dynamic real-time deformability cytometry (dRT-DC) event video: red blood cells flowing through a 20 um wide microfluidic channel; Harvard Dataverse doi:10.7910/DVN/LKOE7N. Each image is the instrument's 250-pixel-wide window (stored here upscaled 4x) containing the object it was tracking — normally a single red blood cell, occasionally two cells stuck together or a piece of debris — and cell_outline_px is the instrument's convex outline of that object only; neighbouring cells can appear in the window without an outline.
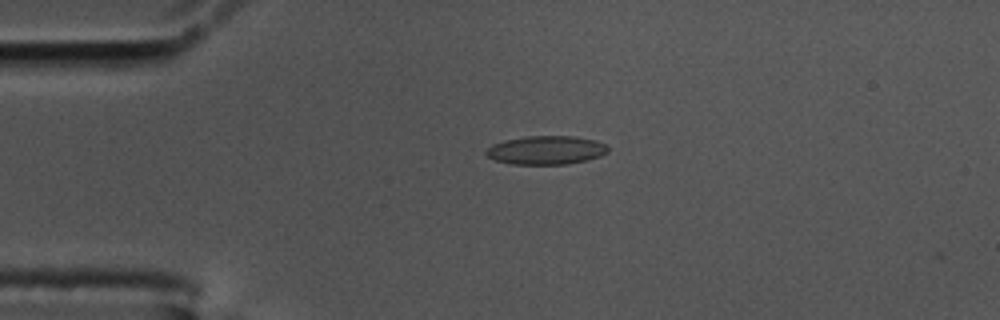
{"species": "common noctule bat (a hibernating species)", "species_latin": "Nyctalus noctula", "temperature_condition": "cold", "stored_images_in_passage": 46, "camera_frame_rate_fps": 3000, "um_per_image_px": 0.085, "animal": {"sex": "male", "body_mass_g": 17.5, "forearm_length_mm": 52.3}, "frame": {"image": 1, "passage_image": 2, "time_ms": 0.333, "image_size_px": [1000, 320], "cell_outline_px": [[608, 152], [600, 156], [588, 160], [568, 164], [512, 164], [496, 160], [488, 156], [484, 152], [492, 144], [504, 140], [524, 136], [572, 136], [596, 140], [604, 144], [608, 148]], "centroid_in_image_um": [46.42, 12.76], "position_along_channel_um": 38.6, "area_um2": 20.35}}
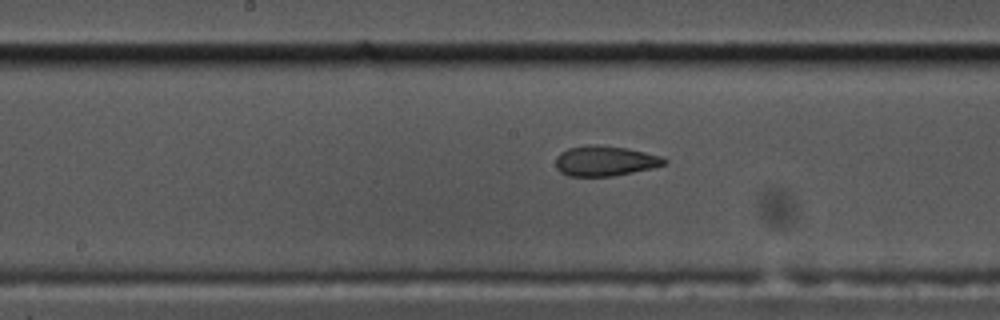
{"frame": {"image": 2, "passage_image": 18, "time_ms": 5.667, "image_size_px": [1000, 320], "cell_outline_px": [[668, 160], [664, 164], [652, 168], [612, 176], [568, 176], [560, 172], [556, 168], [556, 156], [560, 152], [568, 148], [588, 144], [596, 144], [628, 148], [664, 156]], "centroid_in_image_um": [51.42, 13.66], "position_along_channel_um": 196.8, "area_um2": 19.31}}
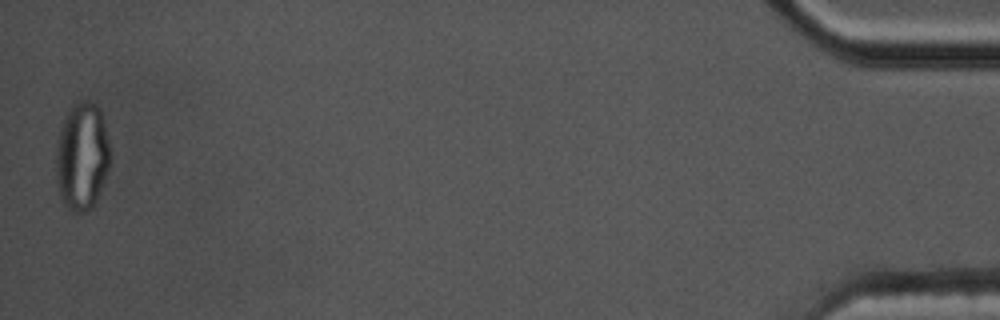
{"frame": {"image": 3, "passage_image": 46, "time_ms": 15.0, "image_size_px": [1000, 320], "cell_outline_px": [[112, 156], [108, 168], [96, 200], [92, 208], [84, 212], [72, 212], [64, 204], [60, 196], [56, 176], [56, 140], [60, 128], [72, 104], [80, 100], [88, 100], [96, 104], [100, 108]], "centroid_in_image_um": [6.96, 13.27], "position_along_channel_um": 428.2, "area_um2": 34.22}, "authors_computed_cell_mechanics": {"area_um2": 19.8832, "velocity_mm_per_s": 3.4826, "shape_relaxation_time_tau1_ms": null, "shape_relaxation_time_tau2_ms": 1.6633, "deformation_change_tau1": null, "deformation_change_tau2": 0.0648}}